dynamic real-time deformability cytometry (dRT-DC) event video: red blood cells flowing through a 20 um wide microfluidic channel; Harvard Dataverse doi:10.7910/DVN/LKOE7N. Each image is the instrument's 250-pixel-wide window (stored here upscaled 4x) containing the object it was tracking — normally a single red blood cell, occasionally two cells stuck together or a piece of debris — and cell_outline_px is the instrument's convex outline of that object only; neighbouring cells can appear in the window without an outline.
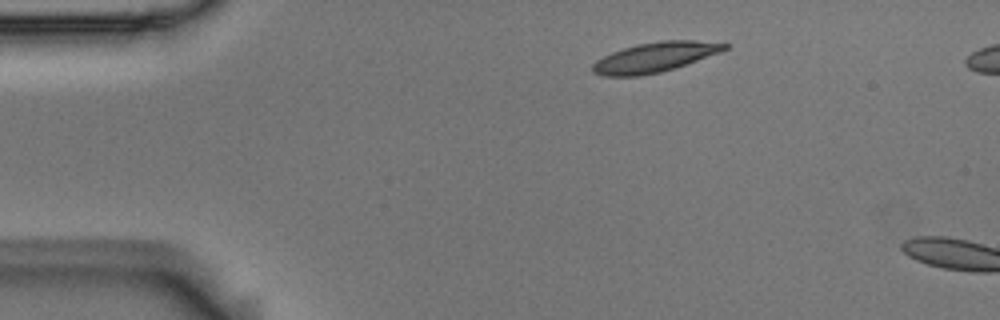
{"species": "Egyptian fruit bat (a non-hibernating species)", "species_latin": "Rousettus aegyptiacus", "temperature_condition": "room temperature", "stored_images_in_passage": 2, "camera_frame_rate_fps": 3000, "um_per_image_px": 0.085, "animal": {"sex": "male"}, "frame": {"image": 1, "passage_image": 1, "time_ms": 0.0, "image_size_px": [1000, 320], "cell_outline_px": [[728, 48], [720, 52], [660, 72], [640, 76], [604, 76], [592, 72], [592, 64], [596, 60], [612, 52], [624, 48], [640, 44], [660, 40], [692, 40], [728, 44]], "centroid_in_image_um": [55.61, 4.87], "position_along_channel_um": 29.4, "area_um2": 22.48}}